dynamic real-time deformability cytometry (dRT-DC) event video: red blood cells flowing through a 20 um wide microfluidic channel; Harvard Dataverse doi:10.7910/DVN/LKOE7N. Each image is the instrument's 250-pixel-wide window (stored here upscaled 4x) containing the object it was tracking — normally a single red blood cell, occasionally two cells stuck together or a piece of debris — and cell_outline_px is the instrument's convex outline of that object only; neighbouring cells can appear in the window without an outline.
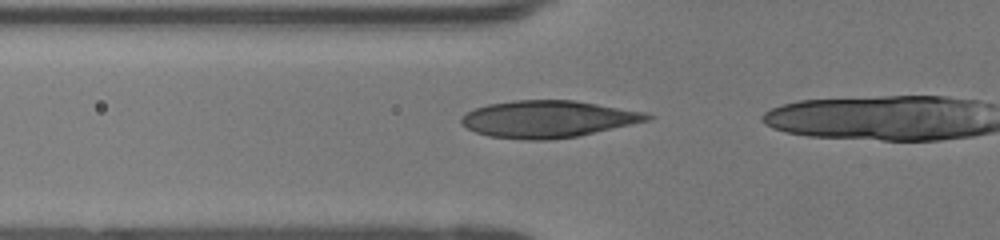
{"species": "human", "species_latin": "Homo sapiens", "temperature_condition": "room temperature", "stored_images_in_passage": 17, "camera_frame_rate_fps": 3000, "um_per_image_px": 0.085, "donor": {"sex": "female"}, "frame": {"image": 1, "passage_image": 15, "time_ms": 4.667, "image_size_px": [1000, 240], "cell_outline_px": [[656, 116], [652, 120], [576, 136], [548, 140], [524, 140], [488, 136], [476, 132], [468, 128], [460, 120], [468, 112], [476, 108], [488, 104], [512, 100], [576, 100], [648, 112]], "centroid_in_image_um": [46.66, 10.11], "position_along_channel_um": 79.1, "area_um2": 40.17}}